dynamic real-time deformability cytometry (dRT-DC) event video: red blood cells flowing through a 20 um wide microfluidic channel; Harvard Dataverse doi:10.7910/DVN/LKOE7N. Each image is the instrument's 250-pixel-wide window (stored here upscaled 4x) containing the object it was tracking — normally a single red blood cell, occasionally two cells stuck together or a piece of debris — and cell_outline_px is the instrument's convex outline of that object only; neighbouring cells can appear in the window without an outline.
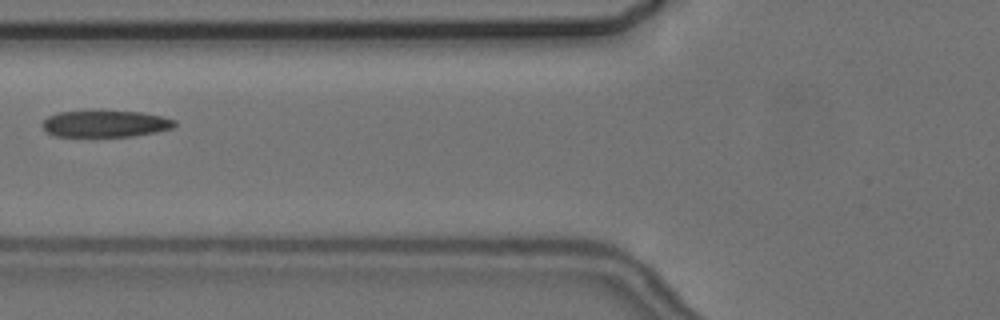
{"species": "common noctule bat (a hibernating species)", "species_latin": "Nyctalus noctula", "temperature_condition": "cold", "stored_images_in_passage": 3, "camera_frame_rate_fps": 3000, "um_per_image_px": 0.085, "animal": {"sex": "female", "body_mass_g": 24.6, "forearm_length_mm": 56.2}, "frame": {"image": 1, "passage_image": 3, "time_ms": 2.333, "image_size_px": [1000, 320], "cell_outline_px": [[176, 124], [172, 128], [156, 132], [132, 136], [56, 136], [48, 132], [44, 128], [44, 120], [48, 116], [60, 112], [92, 108], [140, 112], [164, 116], [176, 120]], "centroid_in_image_um": [8.98, 10.47], "position_along_channel_um": 116.8, "area_um2": 21.21}}